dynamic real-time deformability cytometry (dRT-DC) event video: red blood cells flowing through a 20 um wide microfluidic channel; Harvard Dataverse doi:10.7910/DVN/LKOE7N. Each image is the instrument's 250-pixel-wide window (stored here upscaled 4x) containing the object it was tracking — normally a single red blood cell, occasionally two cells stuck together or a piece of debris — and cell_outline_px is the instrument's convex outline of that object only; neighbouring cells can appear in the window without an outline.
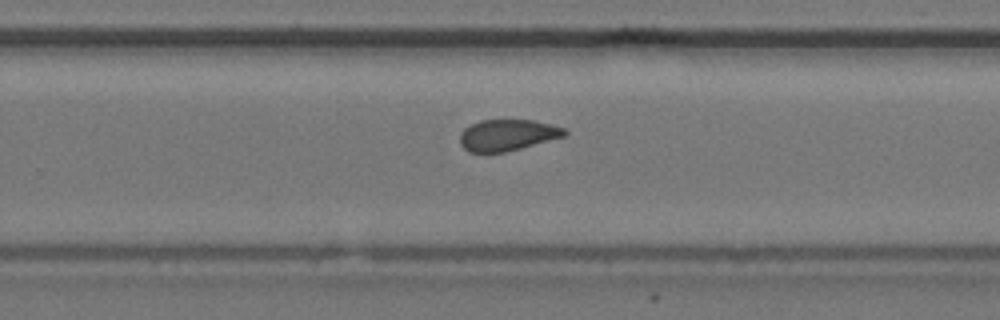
{"species": "common noctule bat (a hibernating species)", "species_latin": "Nyctalus noctula", "temperature_condition": "cold", "stored_images_in_passage": 10, "camera_frame_rate_fps": 3000, "um_per_image_px": 0.085, "animal": {"sex": "female", "body_mass_g": 24.6, "forearm_length_mm": 56.2}, "frame": {"image": 1, "passage_image": 10, "time_ms": 3.0, "image_size_px": [1000, 320], "cell_outline_px": [[568, 132], [564, 136], [520, 148], [504, 152], [468, 152], [460, 144], [460, 132], [464, 128], [480, 120], [536, 120], [564, 128]], "centroid_in_image_um": [43.1, 11.47], "position_along_channel_um": 286.7, "area_um2": 18.96}}